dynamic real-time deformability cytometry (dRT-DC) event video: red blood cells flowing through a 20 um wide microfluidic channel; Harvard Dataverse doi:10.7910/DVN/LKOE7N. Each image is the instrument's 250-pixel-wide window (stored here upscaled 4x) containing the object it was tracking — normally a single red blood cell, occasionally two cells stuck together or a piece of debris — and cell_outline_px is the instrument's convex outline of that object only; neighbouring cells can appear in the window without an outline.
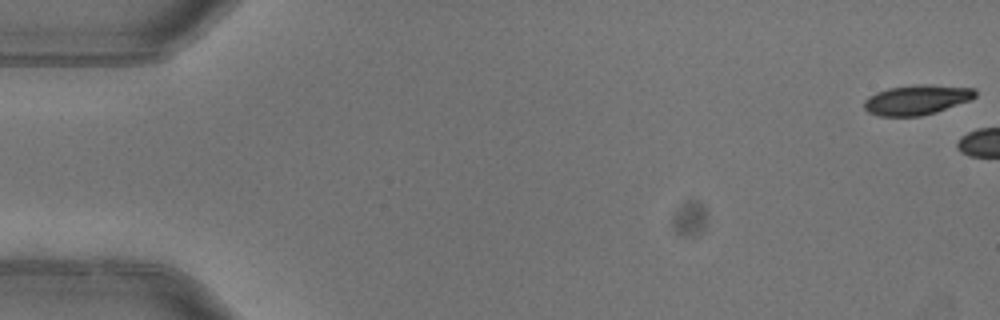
{"species": "common noctule bat (a hibernating species)", "species_latin": "Nyctalus noctula", "temperature_condition": "warm", "stored_images_in_passage": 5, "camera_frame_rate_fps": 3000, "um_per_image_px": 0.085, "animal": {"sex": "female"}, "frame": {"image": 1, "passage_image": 1, "time_ms": 0.0, "image_size_px": [1000, 320], "cell_outline_px": [[976, 96], [968, 100], [936, 112], [920, 116], [880, 116], [868, 112], [864, 108], [864, 100], [868, 96], [876, 92], [888, 88], [916, 84], [932, 84], [976, 88]], "centroid_in_image_um": [77.9, 8.47], "position_along_channel_um": 7.1, "area_um2": 19.42}}
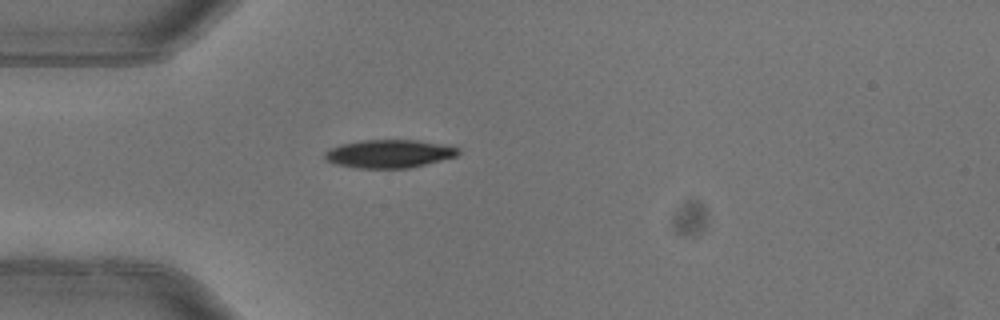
{"frame": {"image": 2, "passage_image": 5, "time_ms": 1.333, "image_size_px": [1000, 320], "cell_outline_px": [[460, 152], [456, 156], [408, 168], [356, 168], [336, 164], [328, 160], [324, 156], [324, 152], [332, 148], [344, 144], [364, 140], [420, 140], [452, 144]], "centroid_in_image_um": [33.13, 13.06], "position_along_channel_um": 51.9, "area_um2": 21.79}}